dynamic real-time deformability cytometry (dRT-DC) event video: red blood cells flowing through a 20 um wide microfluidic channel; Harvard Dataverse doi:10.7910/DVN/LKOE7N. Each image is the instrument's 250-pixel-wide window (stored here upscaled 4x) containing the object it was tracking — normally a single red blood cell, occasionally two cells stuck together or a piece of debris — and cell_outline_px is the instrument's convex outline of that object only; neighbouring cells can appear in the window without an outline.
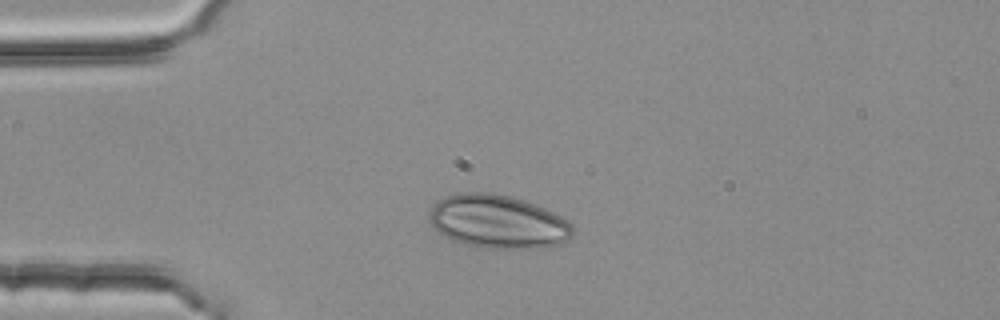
{"species": "common noctule bat (a hibernating species)", "species_latin": "Nyctalus noctula", "temperature_condition": "room temperature", "stored_images_in_passage": 2, "camera_frame_rate_fps": 3000, "um_per_image_px": 0.085, "animal": {"sex": "female", "body_mass_g": 25.1}, "frame": {"image": 1, "passage_image": 1, "time_ms": 0.0, "image_size_px": [1000, 320], "cell_outline_px": [[576, 232], [568, 240], [560, 244], [544, 248], [480, 248], [464, 244], [452, 240], [444, 236], [432, 224], [428, 216], [432, 208], [440, 200], [448, 196], [460, 192], [488, 192], [508, 196], [524, 200], [544, 208], [568, 220], [572, 224]], "centroid_in_image_um": [42.37, 18.86], "position_along_channel_um": 42.6, "area_um2": 44.68}}